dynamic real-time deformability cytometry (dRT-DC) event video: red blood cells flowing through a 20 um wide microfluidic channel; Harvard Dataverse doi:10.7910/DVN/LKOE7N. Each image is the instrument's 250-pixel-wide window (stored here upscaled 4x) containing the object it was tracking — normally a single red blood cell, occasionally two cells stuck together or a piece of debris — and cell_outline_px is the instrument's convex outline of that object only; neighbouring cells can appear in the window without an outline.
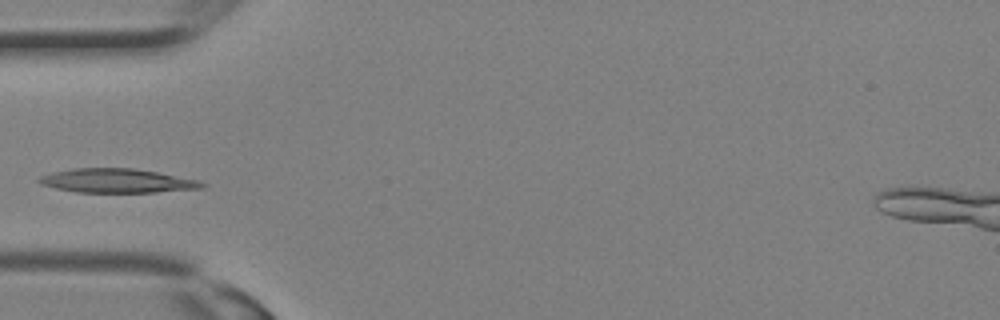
{"species": "Egyptian fruit bat (a non-hibernating species)", "species_latin": "Rousettus aegyptiacus", "temperature_condition": "room temperature", "stored_images_in_passage": 9, "camera_frame_rate_fps": 3000, "um_per_image_px": 0.085, "animal": {"sex": "female"}, "frame": {"image": 1, "passage_image": 6, "time_ms": 1.667, "image_size_px": [1000, 320], "cell_outline_px": [[208, 184], [204, 188], [156, 192], [76, 192], [56, 188], [40, 184], [36, 180], [40, 176], [52, 172], [72, 168], [132, 168], [156, 172], [200, 180]], "centroid_in_image_um": [9.96, 15.36], "position_along_channel_um": 75.0, "area_um2": 22.89}}
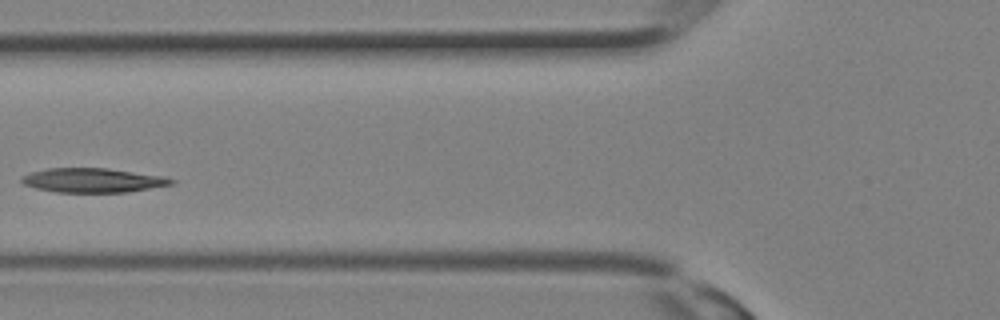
{"frame": {"image": 2, "passage_image": 8, "time_ms": 2.333, "image_size_px": [1000, 320], "cell_outline_px": [[176, 180], [172, 184], [128, 192], [56, 192], [36, 188], [24, 184], [20, 180], [20, 176], [32, 172], [48, 168], [108, 168], [164, 176]], "centroid_in_image_um": [7.88, 15.32], "position_along_channel_um": 117.9, "area_um2": 21.15}}